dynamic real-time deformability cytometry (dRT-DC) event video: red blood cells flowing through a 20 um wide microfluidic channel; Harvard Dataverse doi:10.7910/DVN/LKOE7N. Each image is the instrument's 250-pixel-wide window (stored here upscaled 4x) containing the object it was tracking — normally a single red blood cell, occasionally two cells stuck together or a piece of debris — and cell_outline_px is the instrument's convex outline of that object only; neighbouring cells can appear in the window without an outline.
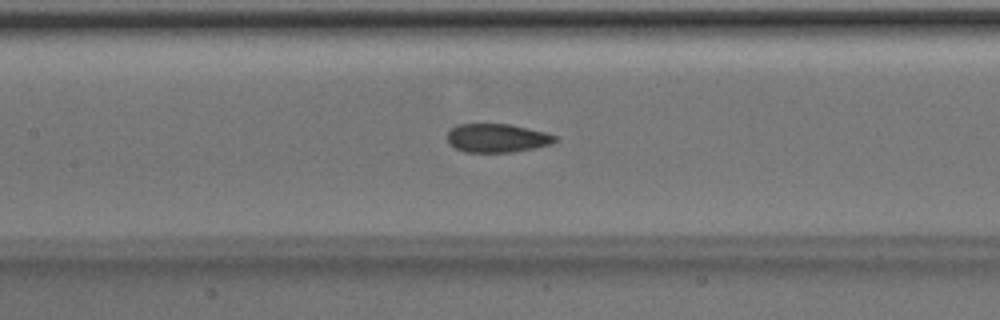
{"species": "Egyptian fruit bat (a non-hibernating species)", "species_latin": "Rousettus aegyptiacus", "temperature_condition": "room temperature", "stored_images_in_passage": 49, "camera_frame_rate_fps": 3000, "um_per_image_px": 0.085, "animal": {"sex": "male"}, "frame": {"image": 1, "passage_image": 22, "time_ms": 7.0, "image_size_px": [1000, 320], "cell_outline_px": [[560, 140], [552, 144], [512, 152], [464, 152], [448, 144], [448, 132], [452, 128], [460, 124], [512, 124], [544, 132], [556, 136]], "centroid_in_image_um": [42.27, 11.73], "position_along_channel_um": 165.1, "area_um2": 17.98}}
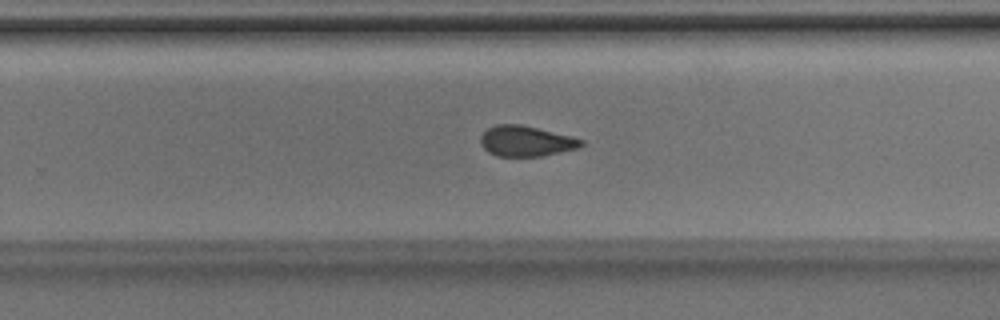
{"frame": {"image": 2, "passage_image": 31, "time_ms": 10.0, "image_size_px": [1000, 320], "cell_outline_px": [[584, 144], [580, 148], [544, 156], [496, 156], [488, 152], [480, 144], [480, 136], [488, 128], [496, 124], [520, 124], [572, 136], [584, 140]], "centroid_in_image_um": [44.73, 12.0], "position_along_channel_um": 285.1, "area_um2": 18.09}}
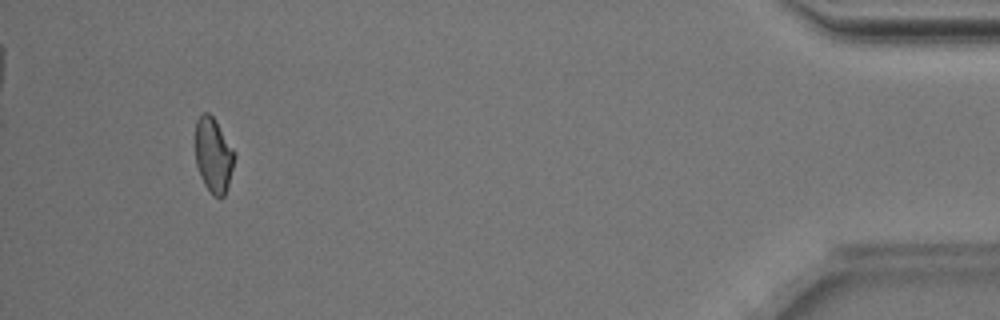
{"frame": {"image": 3, "passage_image": 46, "time_ms": 15.0, "image_size_px": [1000, 320], "cell_outline_px": [[236, 156], [228, 184], [224, 196], [220, 200], [212, 196], [204, 184], [200, 176], [196, 164], [196, 120], [204, 112], [208, 112], [216, 120], [232, 148]], "centroid_in_image_um": [18.14, 13.23], "position_along_channel_um": 417.1, "area_um2": 17.05}, "authors_computed_cell_mechanics": {"area_um2": 18.5538, "velocity_mm_per_s": 4.02, "shape_relaxation_time_tau1_ms": 7.6896, "shape_relaxation_time_tau2_ms": 4.6382, "deformation_change_tau1": 0.1316, "deformation_change_tau2": 0.0681}}